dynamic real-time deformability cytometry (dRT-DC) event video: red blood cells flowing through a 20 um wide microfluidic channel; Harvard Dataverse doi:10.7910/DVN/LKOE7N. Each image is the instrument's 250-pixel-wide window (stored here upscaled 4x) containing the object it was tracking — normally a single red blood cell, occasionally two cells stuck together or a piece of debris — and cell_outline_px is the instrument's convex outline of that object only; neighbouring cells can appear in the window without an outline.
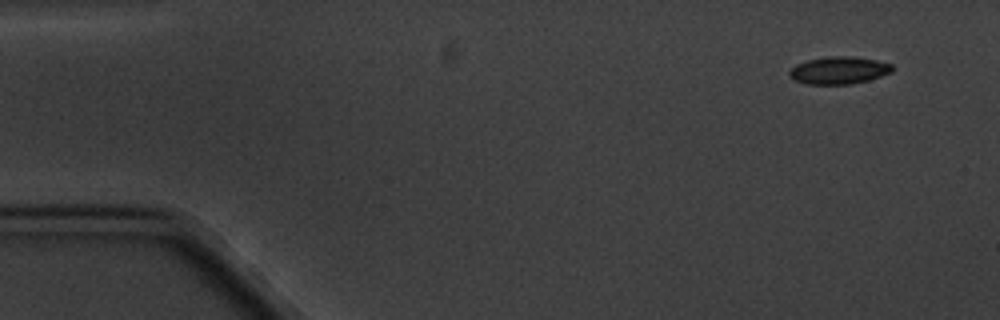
{"species": "common noctule bat (a hibernating species)", "species_latin": "Nyctalus noctula", "temperature_condition": "cold", "stored_images_in_passage": 3, "camera_frame_rate_fps": 3000, "um_per_image_px": 0.085, "animal": {"sex": "male", "body_mass_g": 20.1, "forearm_length_mm": 53.5}, "frame": {"image": 1, "passage_image": 3, "time_ms": 3.0, "image_size_px": [1000, 320], "cell_outline_px": [[892, 72], [868, 80], [852, 84], [804, 84], [792, 80], [788, 76], [788, 72], [796, 64], [808, 60], [828, 56], [852, 56], [876, 60], [892, 64]], "centroid_in_image_um": [71.26, 5.98], "position_along_channel_um": 13.7, "area_um2": 16.53}}